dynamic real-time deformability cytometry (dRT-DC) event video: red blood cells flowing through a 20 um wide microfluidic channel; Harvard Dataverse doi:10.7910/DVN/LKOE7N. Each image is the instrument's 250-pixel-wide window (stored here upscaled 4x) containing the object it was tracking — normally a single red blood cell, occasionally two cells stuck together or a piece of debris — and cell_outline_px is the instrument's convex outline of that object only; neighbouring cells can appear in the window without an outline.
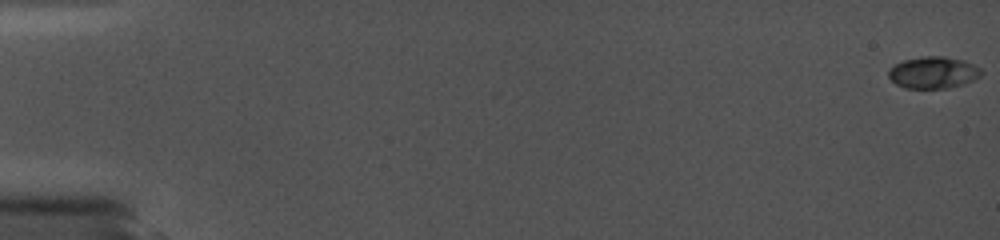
{"species": "common noctule bat (a hibernating species)", "species_latin": "Nyctalus noctula", "temperature_condition": "cold", "stored_images_in_passage": 71, "camera_frame_rate_fps": 5000, "um_per_image_px": 0.085, "animal": {"sex": "female", "body_mass_g": 19.0, "forearm_length_mm": 56.7}, "frame": {"image": 1, "passage_image": 1, "time_ms": 0.0, "image_size_px": [1000, 240], "cell_outline_px": [[984, 72], [980, 76], [972, 80], [948, 88], [904, 88], [896, 84], [888, 76], [888, 68], [904, 60], [924, 56], [944, 56], [964, 60], [980, 68]], "centroid_in_image_um": [79.31, 6.16], "position_along_channel_um": 5.7, "area_um2": 17.11}}
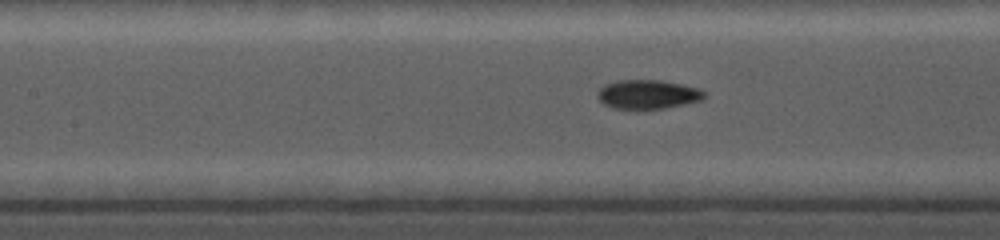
{"frame": {"image": 2, "passage_image": 42, "time_ms": 8.6, "image_size_px": [1000, 240], "cell_outline_px": [[704, 100], [664, 108], [612, 108], [604, 104], [596, 96], [596, 92], [604, 84], [616, 80], [660, 80], [684, 84], [700, 88], [704, 92]], "centroid_in_image_um": [55.05, 8.0], "position_along_channel_um": 152.3, "area_um2": 18.15}}
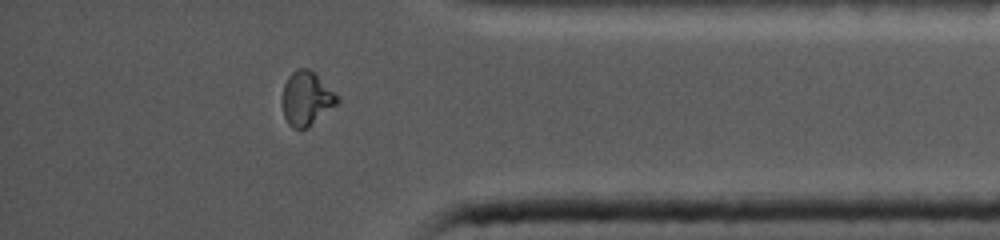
{"frame": {"image": 3, "passage_image": 67, "time_ms": 15.4, "image_size_px": [1000, 240], "cell_outline_px": [[340, 100], [336, 104], [308, 128], [292, 128], [288, 124], [284, 116], [284, 84], [288, 76], [296, 68], [308, 68], [340, 96]], "centroid_in_image_um": [26.07, 8.37], "position_along_channel_um": 409.1, "area_um2": 16.99}}